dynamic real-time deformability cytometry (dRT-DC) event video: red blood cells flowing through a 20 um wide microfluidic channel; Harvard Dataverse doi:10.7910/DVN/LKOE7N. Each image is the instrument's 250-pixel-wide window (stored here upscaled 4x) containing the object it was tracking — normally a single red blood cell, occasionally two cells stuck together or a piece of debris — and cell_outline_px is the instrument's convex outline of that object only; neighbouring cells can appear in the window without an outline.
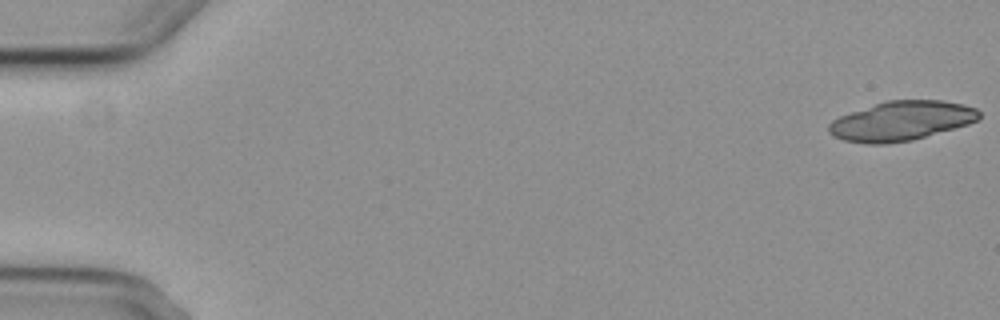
{"species": "common noctule bat (a hibernating species)", "species_latin": "Nyctalus noctula", "temperature_condition": "cold", "stored_images_in_passage": 7, "camera_frame_rate_fps": 3000, "um_per_image_px": 0.085, "animal": {"sex": "female", "body_mass_g": 29.2, "forearm_length_mm": 56.3}, "frame": {"image": 1, "passage_image": 1, "time_ms": 0.0, "image_size_px": [1000, 320], "cell_outline_px": [[980, 120], [968, 124], [912, 140], [884, 144], [868, 144], [844, 140], [832, 136], [828, 132], [828, 124], [832, 120], [840, 116], [888, 100], [940, 100], [964, 104], [976, 108], [980, 112]], "centroid_in_image_um": [76.62, 10.28], "position_along_channel_um": 8.4, "area_um2": 34.39}}
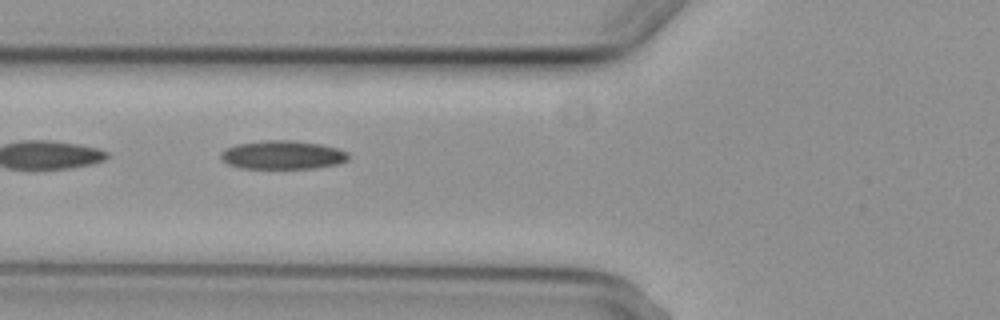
{"frame": {"image": 2, "passage_image": 6, "time_ms": 7.0, "image_size_px": [1000, 320], "cell_outline_px": [[348, 160], [340, 164], [316, 168], [240, 168], [228, 164], [220, 160], [220, 152], [224, 148], [236, 144], [264, 140], [296, 140], [320, 144], [336, 148], [348, 152]], "centroid_in_image_um": [23.99, 13.16], "position_along_channel_um": 101.8, "area_um2": 21.56}}